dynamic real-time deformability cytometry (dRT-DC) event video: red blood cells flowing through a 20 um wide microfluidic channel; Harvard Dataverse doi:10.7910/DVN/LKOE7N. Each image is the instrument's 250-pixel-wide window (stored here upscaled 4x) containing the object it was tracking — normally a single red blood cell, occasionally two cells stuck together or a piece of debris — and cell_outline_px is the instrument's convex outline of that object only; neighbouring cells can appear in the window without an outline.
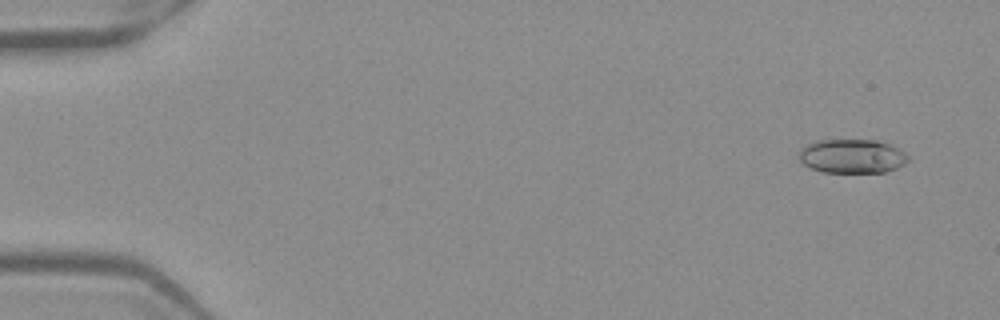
{"species": "Egyptian fruit bat (a non-hibernating species)", "species_latin": "Rousettus aegyptiacus", "temperature_condition": "warm", "stored_images_in_passage": 53, "camera_frame_rate_fps": 3000, "um_per_image_px": 0.085, "frame": {"image": 1, "passage_image": 4, "time_ms": 1.0, "image_size_px": [1000, 320], "cell_outline_px": [[908, 160], [904, 164], [896, 168], [884, 172], [820, 172], [804, 164], [800, 160], [800, 148], [816, 140], [876, 140], [900, 148], [908, 156]], "centroid_in_image_um": [72.43, 13.27], "position_along_channel_um": 12.6, "area_um2": 21.56}}
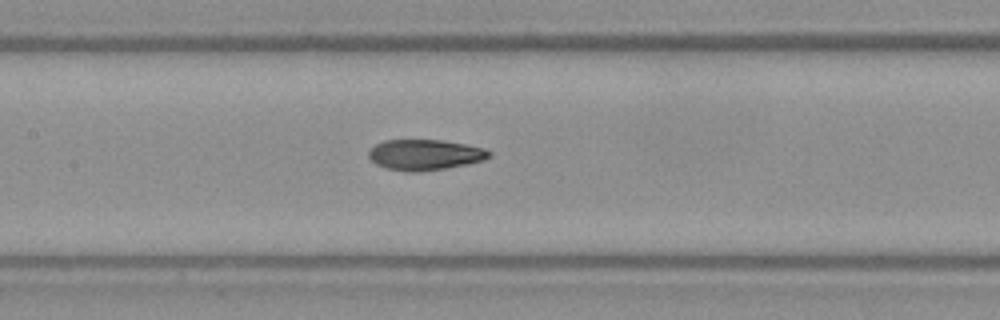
{"frame": {"image": 2, "passage_image": 26, "time_ms": 8.333, "image_size_px": [1000, 320], "cell_outline_px": [[492, 156], [484, 160], [468, 164], [420, 172], [404, 172], [384, 168], [376, 164], [368, 156], [368, 152], [376, 144], [384, 140], [444, 140], [484, 148], [492, 152]], "centroid_in_image_um": [36.12, 13.16], "position_along_channel_um": 171.3, "area_um2": 21.68}}
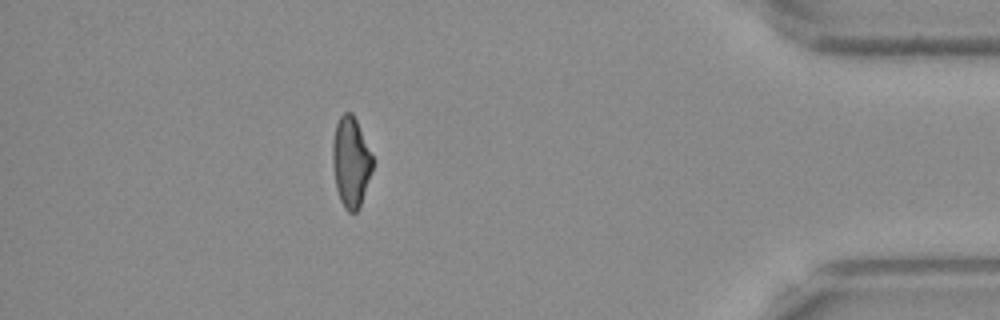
{"frame": {"image": 3, "passage_image": 47, "time_ms": 15.333, "image_size_px": [1000, 320], "cell_outline_px": [[376, 160], [360, 208], [356, 212], [348, 212], [344, 208], [340, 200], [336, 188], [332, 160], [332, 144], [336, 124], [340, 116], [344, 112], [352, 112]], "centroid_in_image_um": [29.85, 13.78], "position_along_channel_um": 405.3, "area_um2": 21.5}, "authors_computed_cell_mechanics": {"area_um2": 21.5594, "velocity_mm_per_s": 3.9791, "shape_relaxation_time_tau1_ms": null, "shape_relaxation_time_tau2_ms": 2.4305, "deformation_change_tau1": null, "deformation_change_tau2": 0.0908}}